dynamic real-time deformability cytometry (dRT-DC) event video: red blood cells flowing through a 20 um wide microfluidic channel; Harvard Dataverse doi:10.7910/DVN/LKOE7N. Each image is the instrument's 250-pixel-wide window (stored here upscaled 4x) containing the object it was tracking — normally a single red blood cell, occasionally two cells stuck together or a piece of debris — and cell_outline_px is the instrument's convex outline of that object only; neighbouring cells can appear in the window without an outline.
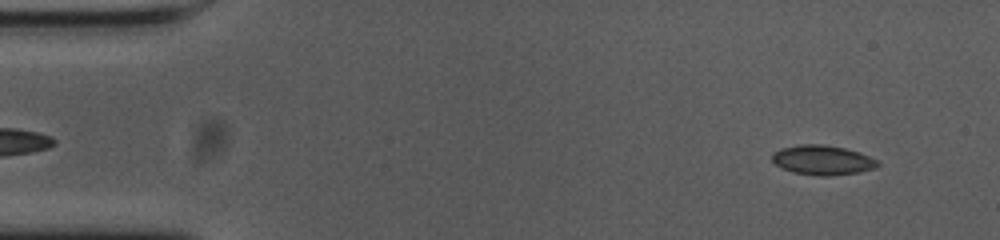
{"species": "common noctule bat (a hibernating species)", "species_latin": "Nyctalus noctula", "temperature_condition": "cold", "stored_images_in_passage": 15, "camera_frame_rate_fps": 3000, "um_per_image_px": 0.085, "animal": {"sex": "female", "body_mass_g": 23.0, "forearm_length_mm": 53.4}, "frame": {"image": 1, "passage_image": 4, "time_ms": 1.0, "image_size_px": [1000, 240], "cell_outline_px": [[880, 164], [876, 168], [860, 172], [828, 176], [820, 176], [792, 172], [776, 164], [772, 160], [772, 152], [780, 148], [800, 144], [820, 144], [844, 148], [860, 152], [880, 160]], "centroid_in_image_um": [69.95, 13.6], "position_along_channel_um": 15.0, "area_um2": 18.38}}